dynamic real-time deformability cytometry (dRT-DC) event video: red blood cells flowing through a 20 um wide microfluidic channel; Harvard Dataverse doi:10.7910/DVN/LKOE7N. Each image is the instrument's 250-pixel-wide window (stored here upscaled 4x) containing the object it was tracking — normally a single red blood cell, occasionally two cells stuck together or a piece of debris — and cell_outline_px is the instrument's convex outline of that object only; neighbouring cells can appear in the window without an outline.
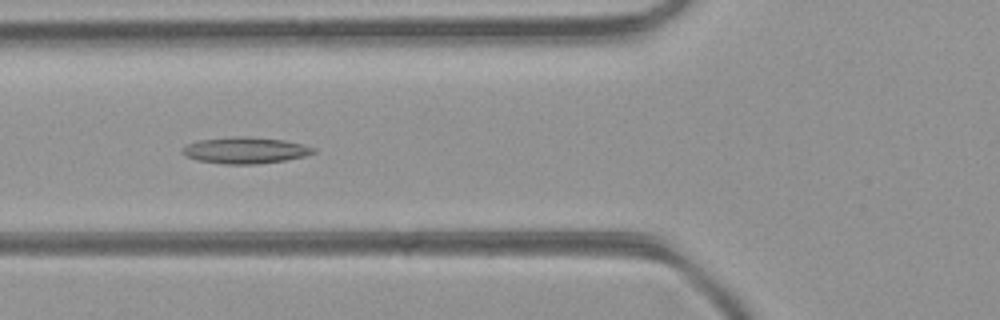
{"species": "common noctule bat (a hibernating species)", "species_latin": "Nyctalus noctula", "temperature_condition": "room temperature", "stored_images_in_passage": 13, "camera_frame_rate_fps": 3000, "um_per_image_px": 0.085, "animal": {"sex": "female", "body_mass_g": 21.9}, "frame": {"image": 1, "passage_image": 9, "time_ms": 2.667, "image_size_px": [1000, 320], "cell_outline_px": [[316, 152], [304, 156], [284, 160], [256, 164], [224, 164], [196, 160], [180, 152], [180, 148], [188, 144], [200, 140], [236, 136], [248, 136], [284, 140], [304, 144], [316, 148]], "centroid_in_image_um": [20.85, 12.77], "position_along_channel_um": 105.0, "area_um2": 20.17}}
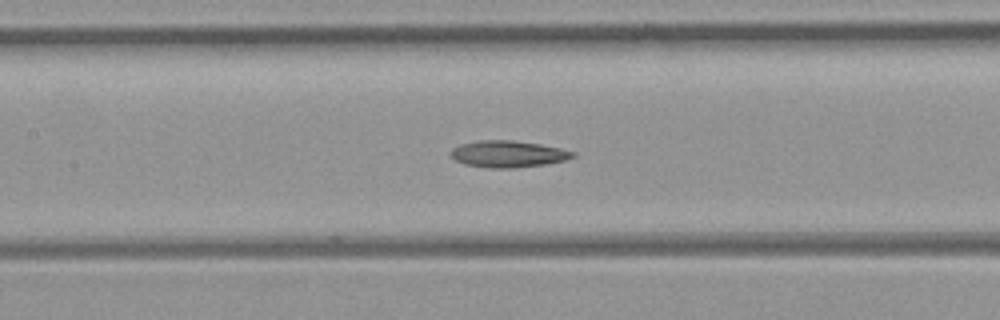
{"frame": {"image": 2, "passage_image": 13, "time_ms": 4.0, "image_size_px": [1000, 320], "cell_outline_px": [[576, 156], [564, 160], [544, 164], [516, 168], [488, 168], [464, 164], [456, 160], [448, 152], [452, 148], [460, 144], [480, 140], [512, 140], [540, 144], [560, 148], [576, 152]], "centroid_in_image_um": [43.17, 13.09], "position_along_channel_um": 164.2, "area_um2": 19.02}}